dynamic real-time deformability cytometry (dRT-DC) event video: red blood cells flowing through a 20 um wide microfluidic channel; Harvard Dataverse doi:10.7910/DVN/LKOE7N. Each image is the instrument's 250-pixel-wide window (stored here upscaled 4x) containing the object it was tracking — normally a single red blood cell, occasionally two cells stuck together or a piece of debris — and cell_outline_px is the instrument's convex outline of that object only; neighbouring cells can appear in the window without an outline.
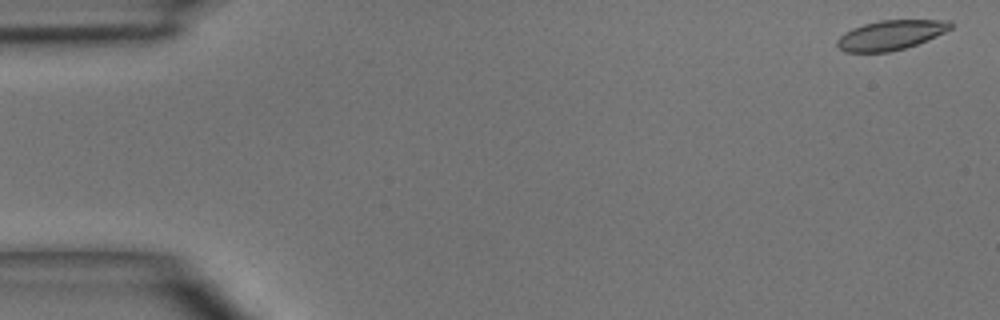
{"species": "common noctule bat (a hibernating species)", "species_latin": "Nyctalus noctula", "temperature_condition": "room temperature", "stored_images_in_passage": 6, "camera_frame_rate_fps": 3000, "um_per_image_px": 0.085, "animal": {"sex": "male", "body_mass_g": 15.6}, "frame": {"image": 1, "passage_image": 1, "time_ms": 0.0, "image_size_px": [1000, 320], "cell_outline_px": [[952, 28], [928, 40], [904, 48], [888, 52], [844, 52], [836, 44], [836, 40], [844, 32], [852, 28], [864, 24], [880, 20], [948, 20], [952, 24]], "centroid_in_image_um": [75.68, 2.98], "position_along_channel_um": 9.3, "area_um2": 19.54}}
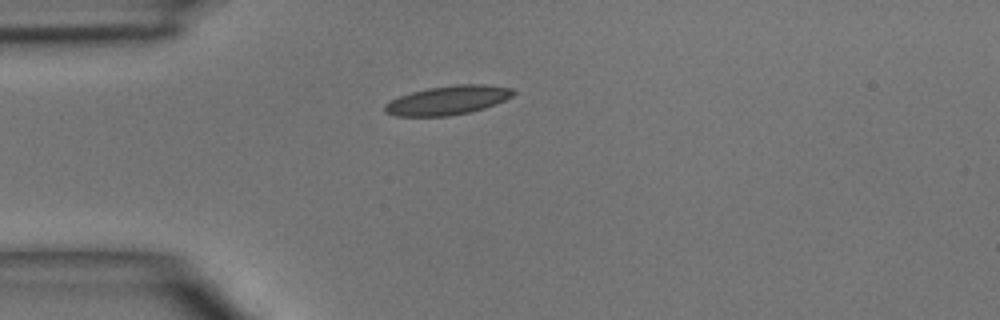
{"frame": {"image": 2, "passage_image": 4, "time_ms": 3.667, "image_size_px": [1000, 320], "cell_outline_px": [[516, 92], [512, 96], [496, 104], [484, 108], [468, 112], [448, 116], [396, 116], [384, 112], [384, 104], [388, 100], [412, 92], [428, 88], [456, 84], [488, 84], [512, 88]], "centroid_in_image_um": [38.05, 8.51], "position_along_channel_um": 46.9, "area_um2": 21.79}}
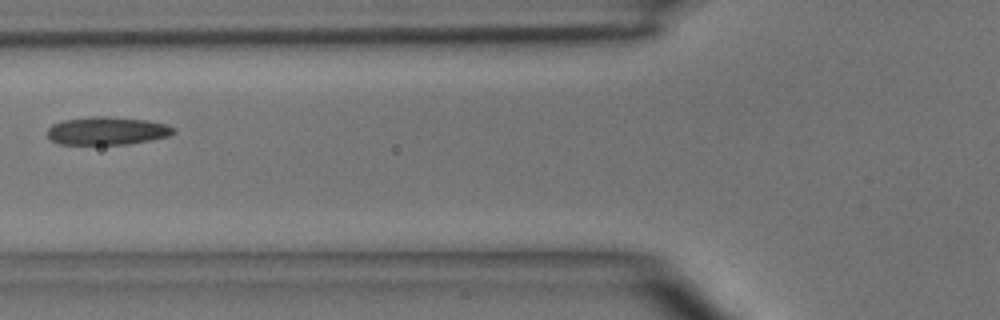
{"frame": {"image": 3, "passage_image": 6, "time_ms": 5.667, "image_size_px": [1000, 320], "cell_outline_px": [[176, 132], [168, 136], [128, 144], [60, 144], [52, 140], [48, 136], [48, 128], [52, 124], [64, 120], [88, 116], [108, 116], [148, 120], [168, 124], [176, 128]], "centroid_in_image_um": [9.13, 11.1], "position_along_channel_um": 116.7, "area_um2": 20.69}}